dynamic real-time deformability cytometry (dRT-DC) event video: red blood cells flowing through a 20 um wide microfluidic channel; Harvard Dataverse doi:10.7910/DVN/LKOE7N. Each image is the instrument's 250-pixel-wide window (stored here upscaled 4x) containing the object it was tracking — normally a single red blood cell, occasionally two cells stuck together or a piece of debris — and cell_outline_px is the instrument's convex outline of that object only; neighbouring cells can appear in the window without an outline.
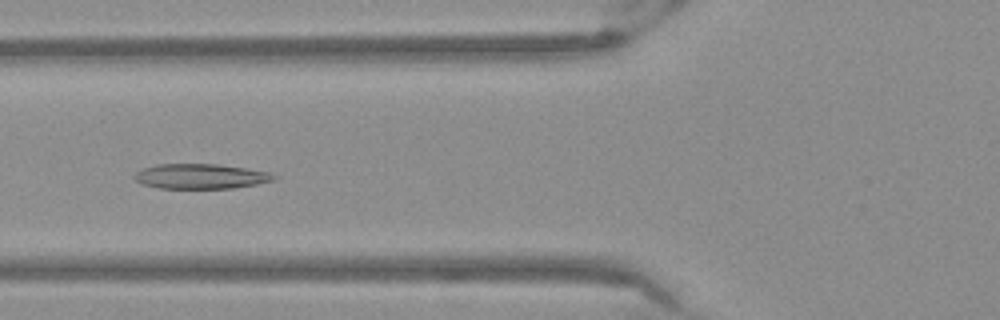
{"species": "Egyptian fruit bat (a non-hibernating species)", "species_latin": "Rousettus aegyptiacus", "temperature_condition": "warm", "stored_images_in_passage": 27, "camera_frame_rate_fps": 3000, "um_per_image_px": 0.085, "frame": {"image": 1, "passage_image": 6, "time_ms": 1.667, "image_size_px": [1000, 320], "cell_outline_px": [[276, 180], [256, 184], [232, 188], [160, 188], [140, 184], [132, 176], [136, 172], [144, 168], [156, 164], [216, 164], [244, 168], [268, 172], [276, 176]], "centroid_in_image_um": [17.02, 14.99], "position_along_channel_um": 108.8, "area_um2": 20.17}}
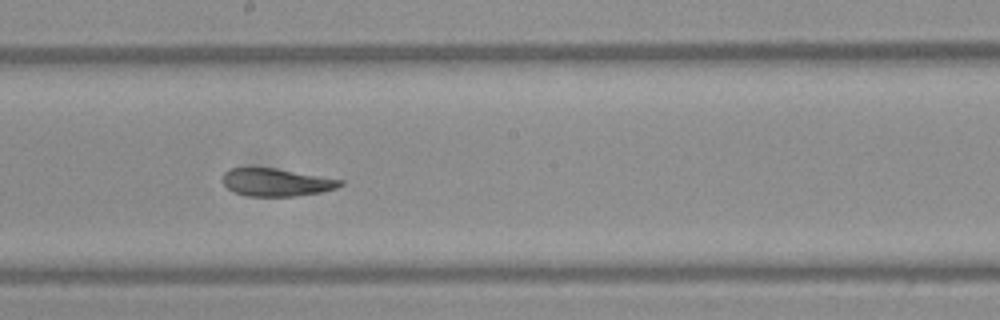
{"frame": {"image": 2, "passage_image": 15, "time_ms": 4.667, "image_size_px": [1000, 320], "cell_outline_px": [[344, 184], [336, 188], [320, 192], [296, 196], [248, 196], [232, 192], [224, 184], [224, 172], [232, 168], [276, 168], [344, 180]], "centroid_in_image_um": [23.51, 15.5], "position_along_channel_um": 224.7, "area_um2": 18.9}}
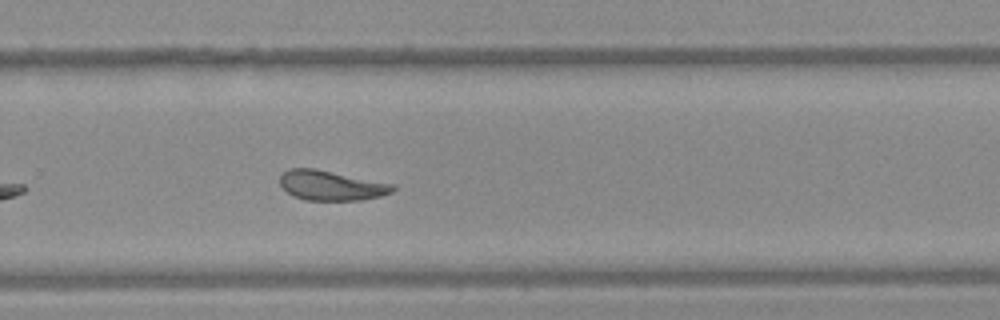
{"frame": {"image": 3, "passage_image": 21, "time_ms": 6.667, "image_size_px": [1000, 320], "cell_outline_px": [[396, 188], [392, 192], [380, 196], [360, 200], [304, 200], [292, 196], [280, 184], [280, 176], [288, 168], [316, 168], [396, 184]], "centroid_in_image_um": [28.17, 15.75], "position_along_channel_um": 301.6, "area_um2": 19.83}}